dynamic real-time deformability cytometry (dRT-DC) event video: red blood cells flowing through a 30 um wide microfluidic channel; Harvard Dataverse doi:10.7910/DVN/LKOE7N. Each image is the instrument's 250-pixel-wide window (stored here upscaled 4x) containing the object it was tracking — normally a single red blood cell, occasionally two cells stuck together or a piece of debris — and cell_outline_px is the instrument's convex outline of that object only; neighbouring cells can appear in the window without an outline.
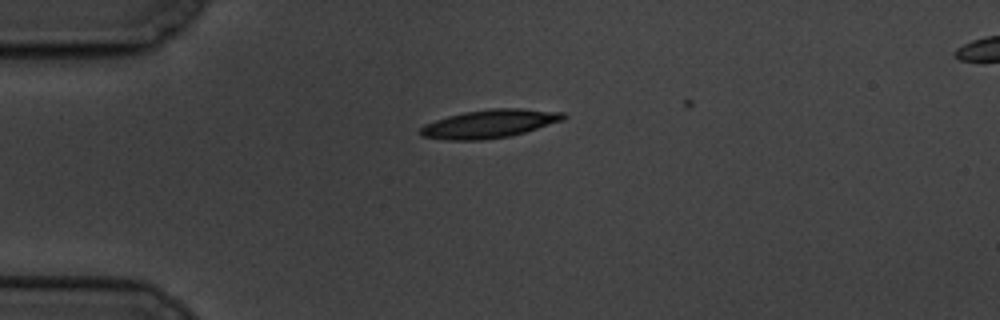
{"species": "common noctule bat (a hibernating species)", "species_latin": "Nyctalus noctula", "temperature_condition": "cold", "stored_images_in_passage": 3, "camera_frame_rate_fps": 3000, "um_per_image_px": 0.085, "animal": {"sex": "male", "body_mass_g": 19.5, "forearm_length_mm": 54.6}, "frame": {"image": 1, "passage_image": 1, "time_ms": 0.0, "image_size_px": [1000, 320], "cell_outline_px": [[568, 116], [564, 120], [524, 132], [508, 136], [480, 140], [448, 140], [420, 136], [420, 128], [424, 124], [448, 116], [464, 112], [492, 108], [520, 108], [564, 112]], "centroid_in_image_um": [41.62, 10.51], "position_along_channel_um": 43.4, "area_um2": 23.52}}
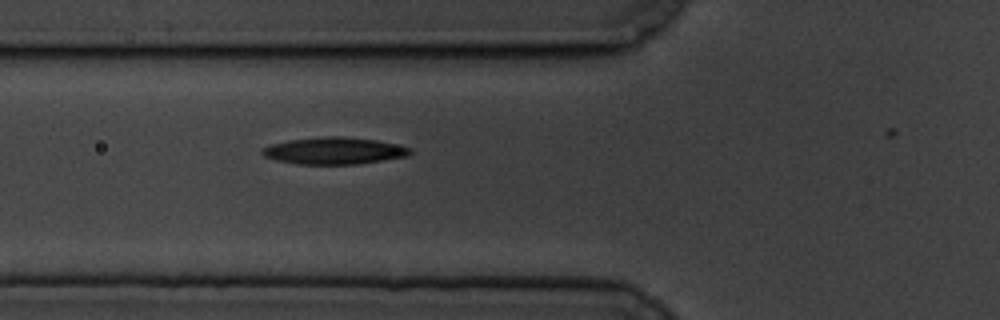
{"frame": {"image": 2, "passage_image": 3, "time_ms": 2.333, "image_size_px": [1000, 320], "cell_outline_px": [[412, 152], [408, 156], [384, 160], [356, 164], [300, 164], [276, 160], [264, 156], [260, 152], [260, 148], [272, 144], [288, 140], [324, 136], [344, 136], [376, 140], [412, 148]], "centroid_in_image_um": [28.38, 12.81], "position_along_channel_um": 97.4, "area_um2": 23.24}}